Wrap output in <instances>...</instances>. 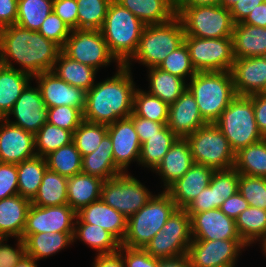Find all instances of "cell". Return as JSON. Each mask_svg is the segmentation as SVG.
I'll return each instance as SVG.
<instances>
[{
    "instance_id": "obj_67",
    "label": "cell",
    "mask_w": 266,
    "mask_h": 267,
    "mask_svg": "<svg viewBox=\"0 0 266 267\" xmlns=\"http://www.w3.org/2000/svg\"><path fill=\"white\" fill-rule=\"evenodd\" d=\"M237 1H239V0H220L219 5L227 8V9H230L233 6V4H235Z\"/></svg>"
},
{
    "instance_id": "obj_23",
    "label": "cell",
    "mask_w": 266,
    "mask_h": 267,
    "mask_svg": "<svg viewBox=\"0 0 266 267\" xmlns=\"http://www.w3.org/2000/svg\"><path fill=\"white\" fill-rule=\"evenodd\" d=\"M214 169L194 163L191 168L171 184L165 191L176 203L177 208L185 209L195 197L209 186Z\"/></svg>"
},
{
    "instance_id": "obj_57",
    "label": "cell",
    "mask_w": 266,
    "mask_h": 267,
    "mask_svg": "<svg viewBox=\"0 0 266 267\" xmlns=\"http://www.w3.org/2000/svg\"><path fill=\"white\" fill-rule=\"evenodd\" d=\"M129 118L133 121L141 144L147 141L149 137L156 135L167 124V122H155L146 118H141L134 113H132Z\"/></svg>"
},
{
    "instance_id": "obj_14",
    "label": "cell",
    "mask_w": 266,
    "mask_h": 267,
    "mask_svg": "<svg viewBox=\"0 0 266 267\" xmlns=\"http://www.w3.org/2000/svg\"><path fill=\"white\" fill-rule=\"evenodd\" d=\"M246 247L243 240H192L187 256L192 267H235Z\"/></svg>"
},
{
    "instance_id": "obj_42",
    "label": "cell",
    "mask_w": 266,
    "mask_h": 267,
    "mask_svg": "<svg viewBox=\"0 0 266 267\" xmlns=\"http://www.w3.org/2000/svg\"><path fill=\"white\" fill-rule=\"evenodd\" d=\"M54 0H18L16 24L39 31L45 18L53 11Z\"/></svg>"
},
{
    "instance_id": "obj_18",
    "label": "cell",
    "mask_w": 266,
    "mask_h": 267,
    "mask_svg": "<svg viewBox=\"0 0 266 267\" xmlns=\"http://www.w3.org/2000/svg\"><path fill=\"white\" fill-rule=\"evenodd\" d=\"M189 215L192 240H242L235 220L219 208Z\"/></svg>"
},
{
    "instance_id": "obj_64",
    "label": "cell",
    "mask_w": 266,
    "mask_h": 267,
    "mask_svg": "<svg viewBox=\"0 0 266 267\" xmlns=\"http://www.w3.org/2000/svg\"><path fill=\"white\" fill-rule=\"evenodd\" d=\"M158 267H192L187 255L176 258L159 260Z\"/></svg>"
},
{
    "instance_id": "obj_33",
    "label": "cell",
    "mask_w": 266,
    "mask_h": 267,
    "mask_svg": "<svg viewBox=\"0 0 266 267\" xmlns=\"http://www.w3.org/2000/svg\"><path fill=\"white\" fill-rule=\"evenodd\" d=\"M52 72L68 84L87 92L96 83L95 75L98 71L88 65L72 60L61 52L54 63Z\"/></svg>"
},
{
    "instance_id": "obj_55",
    "label": "cell",
    "mask_w": 266,
    "mask_h": 267,
    "mask_svg": "<svg viewBox=\"0 0 266 267\" xmlns=\"http://www.w3.org/2000/svg\"><path fill=\"white\" fill-rule=\"evenodd\" d=\"M8 238H0V267H14L24 256H26L25 243L22 238H16L17 247L13 248L4 243Z\"/></svg>"
},
{
    "instance_id": "obj_52",
    "label": "cell",
    "mask_w": 266,
    "mask_h": 267,
    "mask_svg": "<svg viewBox=\"0 0 266 267\" xmlns=\"http://www.w3.org/2000/svg\"><path fill=\"white\" fill-rule=\"evenodd\" d=\"M239 173L235 168L217 170L218 208L238 191Z\"/></svg>"
},
{
    "instance_id": "obj_6",
    "label": "cell",
    "mask_w": 266,
    "mask_h": 267,
    "mask_svg": "<svg viewBox=\"0 0 266 267\" xmlns=\"http://www.w3.org/2000/svg\"><path fill=\"white\" fill-rule=\"evenodd\" d=\"M176 209V203L165 190L153 195L138 212L127 219V231L121 246L143 249L162 230Z\"/></svg>"
},
{
    "instance_id": "obj_43",
    "label": "cell",
    "mask_w": 266,
    "mask_h": 267,
    "mask_svg": "<svg viewBox=\"0 0 266 267\" xmlns=\"http://www.w3.org/2000/svg\"><path fill=\"white\" fill-rule=\"evenodd\" d=\"M133 113L155 122H167L169 105L146 90L137 89L133 96Z\"/></svg>"
},
{
    "instance_id": "obj_8",
    "label": "cell",
    "mask_w": 266,
    "mask_h": 267,
    "mask_svg": "<svg viewBox=\"0 0 266 267\" xmlns=\"http://www.w3.org/2000/svg\"><path fill=\"white\" fill-rule=\"evenodd\" d=\"M185 36L232 38L234 21L229 9L221 5L175 6Z\"/></svg>"
},
{
    "instance_id": "obj_15",
    "label": "cell",
    "mask_w": 266,
    "mask_h": 267,
    "mask_svg": "<svg viewBox=\"0 0 266 267\" xmlns=\"http://www.w3.org/2000/svg\"><path fill=\"white\" fill-rule=\"evenodd\" d=\"M76 212L68 205L41 207L31 204L23 234L74 232Z\"/></svg>"
},
{
    "instance_id": "obj_45",
    "label": "cell",
    "mask_w": 266,
    "mask_h": 267,
    "mask_svg": "<svg viewBox=\"0 0 266 267\" xmlns=\"http://www.w3.org/2000/svg\"><path fill=\"white\" fill-rule=\"evenodd\" d=\"M112 0H76L78 29L101 30Z\"/></svg>"
},
{
    "instance_id": "obj_62",
    "label": "cell",
    "mask_w": 266,
    "mask_h": 267,
    "mask_svg": "<svg viewBox=\"0 0 266 267\" xmlns=\"http://www.w3.org/2000/svg\"><path fill=\"white\" fill-rule=\"evenodd\" d=\"M93 267H125L119 252L95 256Z\"/></svg>"
},
{
    "instance_id": "obj_48",
    "label": "cell",
    "mask_w": 266,
    "mask_h": 267,
    "mask_svg": "<svg viewBox=\"0 0 266 267\" xmlns=\"http://www.w3.org/2000/svg\"><path fill=\"white\" fill-rule=\"evenodd\" d=\"M158 68L176 75L185 81L187 80L185 78L187 75L191 79L197 73L192 65L188 48L184 42L169 54Z\"/></svg>"
},
{
    "instance_id": "obj_2",
    "label": "cell",
    "mask_w": 266,
    "mask_h": 267,
    "mask_svg": "<svg viewBox=\"0 0 266 267\" xmlns=\"http://www.w3.org/2000/svg\"><path fill=\"white\" fill-rule=\"evenodd\" d=\"M135 87L130 68L121 65L114 76L95 83L86 92L83 120L108 125L129 117L133 113Z\"/></svg>"
},
{
    "instance_id": "obj_12",
    "label": "cell",
    "mask_w": 266,
    "mask_h": 267,
    "mask_svg": "<svg viewBox=\"0 0 266 267\" xmlns=\"http://www.w3.org/2000/svg\"><path fill=\"white\" fill-rule=\"evenodd\" d=\"M62 52L79 63L88 65L97 71L110 65L112 61L121 64L110 53L101 30L73 29L62 47Z\"/></svg>"
},
{
    "instance_id": "obj_36",
    "label": "cell",
    "mask_w": 266,
    "mask_h": 267,
    "mask_svg": "<svg viewBox=\"0 0 266 267\" xmlns=\"http://www.w3.org/2000/svg\"><path fill=\"white\" fill-rule=\"evenodd\" d=\"M81 240L95 249L97 255L112 254L119 251L121 243L99 225L75 223L73 240Z\"/></svg>"
},
{
    "instance_id": "obj_26",
    "label": "cell",
    "mask_w": 266,
    "mask_h": 267,
    "mask_svg": "<svg viewBox=\"0 0 266 267\" xmlns=\"http://www.w3.org/2000/svg\"><path fill=\"white\" fill-rule=\"evenodd\" d=\"M31 201L21 195L0 200V238H22Z\"/></svg>"
},
{
    "instance_id": "obj_66",
    "label": "cell",
    "mask_w": 266,
    "mask_h": 267,
    "mask_svg": "<svg viewBox=\"0 0 266 267\" xmlns=\"http://www.w3.org/2000/svg\"><path fill=\"white\" fill-rule=\"evenodd\" d=\"M37 261L29 256H24L14 267H38Z\"/></svg>"
},
{
    "instance_id": "obj_38",
    "label": "cell",
    "mask_w": 266,
    "mask_h": 267,
    "mask_svg": "<svg viewBox=\"0 0 266 267\" xmlns=\"http://www.w3.org/2000/svg\"><path fill=\"white\" fill-rule=\"evenodd\" d=\"M67 181L66 176L47 169L31 204L41 207L67 204Z\"/></svg>"
},
{
    "instance_id": "obj_56",
    "label": "cell",
    "mask_w": 266,
    "mask_h": 267,
    "mask_svg": "<svg viewBox=\"0 0 266 267\" xmlns=\"http://www.w3.org/2000/svg\"><path fill=\"white\" fill-rule=\"evenodd\" d=\"M78 4L76 0H54L53 11L71 30L78 28Z\"/></svg>"
},
{
    "instance_id": "obj_21",
    "label": "cell",
    "mask_w": 266,
    "mask_h": 267,
    "mask_svg": "<svg viewBox=\"0 0 266 267\" xmlns=\"http://www.w3.org/2000/svg\"><path fill=\"white\" fill-rule=\"evenodd\" d=\"M231 74L236 95L263 93L266 89V56L235 59Z\"/></svg>"
},
{
    "instance_id": "obj_44",
    "label": "cell",
    "mask_w": 266,
    "mask_h": 267,
    "mask_svg": "<svg viewBox=\"0 0 266 267\" xmlns=\"http://www.w3.org/2000/svg\"><path fill=\"white\" fill-rule=\"evenodd\" d=\"M73 142V133L46 122L35 134L36 155L45 157L52 151Z\"/></svg>"
},
{
    "instance_id": "obj_24",
    "label": "cell",
    "mask_w": 266,
    "mask_h": 267,
    "mask_svg": "<svg viewBox=\"0 0 266 267\" xmlns=\"http://www.w3.org/2000/svg\"><path fill=\"white\" fill-rule=\"evenodd\" d=\"M75 223L99 225L122 243L127 231V218L101 199L76 213Z\"/></svg>"
},
{
    "instance_id": "obj_37",
    "label": "cell",
    "mask_w": 266,
    "mask_h": 267,
    "mask_svg": "<svg viewBox=\"0 0 266 267\" xmlns=\"http://www.w3.org/2000/svg\"><path fill=\"white\" fill-rule=\"evenodd\" d=\"M177 139L178 137L166 125L156 135L149 137L147 141L141 144L138 165L154 171Z\"/></svg>"
},
{
    "instance_id": "obj_39",
    "label": "cell",
    "mask_w": 266,
    "mask_h": 267,
    "mask_svg": "<svg viewBox=\"0 0 266 267\" xmlns=\"http://www.w3.org/2000/svg\"><path fill=\"white\" fill-rule=\"evenodd\" d=\"M234 168L239 174L266 178V138L235 153Z\"/></svg>"
},
{
    "instance_id": "obj_54",
    "label": "cell",
    "mask_w": 266,
    "mask_h": 267,
    "mask_svg": "<svg viewBox=\"0 0 266 267\" xmlns=\"http://www.w3.org/2000/svg\"><path fill=\"white\" fill-rule=\"evenodd\" d=\"M18 194L17 164L0 162V200Z\"/></svg>"
},
{
    "instance_id": "obj_29",
    "label": "cell",
    "mask_w": 266,
    "mask_h": 267,
    "mask_svg": "<svg viewBox=\"0 0 266 267\" xmlns=\"http://www.w3.org/2000/svg\"><path fill=\"white\" fill-rule=\"evenodd\" d=\"M145 25L168 22L176 16L175 0H116Z\"/></svg>"
},
{
    "instance_id": "obj_53",
    "label": "cell",
    "mask_w": 266,
    "mask_h": 267,
    "mask_svg": "<svg viewBox=\"0 0 266 267\" xmlns=\"http://www.w3.org/2000/svg\"><path fill=\"white\" fill-rule=\"evenodd\" d=\"M125 267H158L159 259H155L142 248H128L120 245L118 251Z\"/></svg>"
},
{
    "instance_id": "obj_16",
    "label": "cell",
    "mask_w": 266,
    "mask_h": 267,
    "mask_svg": "<svg viewBox=\"0 0 266 267\" xmlns=\"http://www.w3.org/2000/svg\"><path fill=\"white\" fill-rule=\"evenodd\" d=\"M30 84L22 91L5 119L35 135L47 122L48 108L42 99L39 87H32ZM11 115L15 121L9 119Z\"/></svg>"
},
{
    "instance_id": "obj_60",
    "label": "cell",
    "mask_w": 266,
    "mask_h": 267,
    "mask_svg": "<svg viewBox=\"0 0 266 267\" xmlns=\"http://www.w3.org/2000/svg\"><path fill=\"white\" fill-rule=\"evenodd\" d=\"M266 0H239L229 9L234 23L243 22L257 5Z\"/></svg>"
},
{
    "instance_id": "obj_9",
    "label": "cell",
    "mask_w": 266,
    "mask_h": 267,
    "mask_svg": "<svg viewBox=\"0 0 266 267\" xmlns=\"http://www.w3.org/2000/svg\"><path fill=\"white\" fill-rule=\"evenodd\" d=\"M193 162L203 164L214 170L234 167L235 152L228 139L214 123H207L186 137Z\"/></svg>"
},
{
    "instance_id": "obj_65",
    "label": "cell",
    "mask_w": 266,
    "mask_h": 267,
    "mask_svg": "<svg viewBox=\"0 0 266 267\" xmlns=\"http://www.w3.org/2000/svg\"><path fill=\"white\" fill-rule=\"evenodd\" d=\"M220 0H175V6L218 5Z\"/></svg>"
},
{
    "instance_id": "obj_1",
    "label": "cell",
    "mask_w": 266,
    "mask_h": 267,
    "mask_svg": "<svg viewBox=\"0 0 266 267\" xmlns=\"http://www.w3.org/2000/svg\"><path fill=\"white\" fill-rule=\"evenodd\" d=\"M61 52L60 45L44 38L38 31L17 24L0 29V64L15 69L11 62L14 61L21 66L18 70L32 77L52 71Z\"/></svg>"
},
{
    "instance_id": "obj_40",
    "label": "cell",
    "mask_w": 266,
    "mask_h": 267,
    "mask_svg": "<svg viewBox=\"0 0 266 267\" xmlns=\"http://www.w3.org/2000/svg\"><path fill=\"white\" fill-rule=\"evenodd\" d=\"M235 222L240 237L248 246L266 238V210L249 206Z\"/></svg>"
},
{
    "instance_id": "obj_51",
    "label": "cell",
    "mask_w": 266,
    "mask_h": 267,
    "mask_svg": "<svg viewBox=\"0 0 266 267\" xmlns=\"http://www.w3.org/2000/svg\"><path fill=\"white\" fill-rule=\"evenodd\" d=\"M71 29L52 11L42 23L39 33L46 39L56 42L61 47L71 34Z\"/></svg>"
},
{
    "instance_id": "obj_46",
    "label": "cell",
    "mask_w": 266,
    "mask_h": 267,
    "mask_svg": "<svg viewBox=\"0 0 266 267\" xmlns=\"http://www.w3.org/2000/svg\"><path fill=\"white\" fill-rule=\"evenodd\" d=\"M106 134V124L83 121L73 133V142L83 157L94 152Z\"/></svg>"
},
{
    "instance_id": "obj_11",
    "label": "cell",
    "mask_w": 266,
    "mask_h": 267,
    "mask_svg": "<svg viewBox=\"0 0 266 267\" xmlns=\"http://www.w3.org/2000/svg\"><path fill=\"white\" fill-rule=\"evenodd\" d=\"M153 196L137 178L128 172L105 180L100 199L127 219L138 212Z\"/></svg>"
},
{
    "instance_id": "obj_30",
    "label": "cell",
    "mask_w": 266,
    "mask_h": 267,
    "mask_svg": "<svg viewBox=\"0 0 266 267\" xmlns=\"http://www.w3.org/2000/svg\"><path fill=\"white\" fill-rule=\"evenodd\" d=\"M74 232L22 234L26 255L36 261L53 256L73 242Z\"/></svg>"
},
{
    "instance_id": "obj_34",
    "label": "cell",
    "mask_w": 266,
    "mask_h": 267,
    "mask_svg": "<svg viewBox=\"0 0 266 267\" xmlns=\"http://www.w3.org/2000/svg\"><path fill=\"white\" fill-rule=\"evenodd\" d=\"M149 94L159 97L168 105L173 104L187 89V81L163 71L158 67L148 68Z\"/></svg>"
},
{
    "instance_id": "obj_41",
    "label": "cell",
    "mask_w": 266,
    "mask_h": 267,
    "mask_svg": "<svg viewBox=\"0 0 266 267\" xmlns=\"http://www.w3.org/2000/svg\"><path fill=\"white\" fill-rule=\"evenodd\" d=\"M47 168L60 175L71 177L81 172L82 156L74 142L62 146L45 156Z\"/></svg>"
},
{
    "instance_id": "obj_31",
    "label": "cell",
    "mask_w": 266,
    "mask_h": 267,
    "mask_svg": "<svg viewBox=\"0 0 266 267\" xmlns=\"http://www.w3.org/2000/svg\"><path fill=\"white\" fill-rule=\"evenodd\" d=\"M33 77L0 64V118H5Z\"/></svg>"
},
{
    "instance_id": "obj_7",
    "label": "cell",
    "mask_w": 266,
    "mask_h": 267,
    "mask_svg": "<svg viewBox=\"0 0 266 267\" xmlns=\"http://www.w3.org/2000/svg\"><path fill=\"white\" fill-rule=\"evenodd\" d=\"M214 124L228 139L229 145L235 153L264 138L258 130L253 100L250 96L237 95Z\"/></svg>"
},
{
    "instance_id": "obj_19",
    "label": "cell",
    "mask_w": 266,
    "mask_h": 267,
    "mask_svg": "<svg viewBox=\"0 0 266 267\" xmlns=\"http://www.w3.org/2000/svg\"><path fill=\"white\" fill-rule=\"evenodd\" d=\"M33 78L38 81L36 83L47 108L66 105L79 108L84 112L86 106L85 90L68 84L52 71L39 73Z\"/></svg>"
},
{
    "instance_id": "obj_28",
    "label": "cell",
    "mask_w": 266,
    "mask_h": 267,
    "mask_svg": "<svg viewBox=\"0 0 266 267\" xmlns=\"http://www.w3.org/2000/svg\"><path fill=\"white\" fill-rule=\"evenodd\" d=\"M104 180L80 172L68 177L67 204L77 213L90 203L100 200Z\"/></svg>"
},
{
    "instance_id": "obj_27",
    "label": "cell",
    "mask_w": 266,
    "mask_h": 267,
    "mask_svg": "<svg viewBox=\"0 0 266 267\" xmlns=\"http://www.w3.org/2000/svg\"><path fill=\"white\" fill-rule=\"evenodd\" d=\"M234 58L266 56V28L236 23L232 34Z\"/></svg>"
},
{
    "instance_id": "obj_22",
    "label": "cell",
    "mask_w": 266,
    "mask_h": 267,
    "mask_svg": "<svg viewBox=\"0 0 266 267\" xmlns=\"http://www.w3.org/2000/svg\"><path fill=\"white\" fill-rule=\"evenodd\" d=\"M207 122L199 112L193 94L187 88L182 95L169 105L167 126L178 138H186Z\"/></svg>"
},
{
    "instance_id": "obj_32",
    "label": "cell",
    "mask_w": 266,
    "mask_h": 267,
    "mask_svg": "<svg viewBox=\"0 0 266 267\" xmlns=\"http://www.w3.org/2000/svg\"><path fill=\"white\" fill-rule=\"evenodd\" d=\"M81 172L98 177L104 181L122 173L115 165L112 142L108 134L103 137L94 152L82 157Z\"/></svg>"
},
{
    "instance_id": "obj_13",
    "label": "cell",
    "mask_w": 266,
    "mask_h": 267,
    "mask_svg": "<svg viewBox=\"0 0 266 267\" xmlns=\"http://www.w3.org/2000/svg\"><path fill=\"white\" fill-rule=\"evenodd\" d=\"M184 43L197 72L231 71L235 61L232 38L185 36Z\"/></svg>"
},
{
    "instance_id": "obj_50",
    "label": "cell",
    "mask_w": 266,
    "mask_h": 267,
    "mask_svg": "<svg viewBox=\"0 0 266 267\" xmlns=\"http://www.w3.org/2000/svg\"><path fill=\"white\" fill-rule=\"evenodd\" d=\"M215 208H218L217 170L214 171L209 186L204 188L185 210L188 214H196Z\"/></svg>"
},
{
    "instance_id": "obj_4",
    "label": "cell",
    "mask_w": 266,
    "mask_h": 267,
    "mask_svg": "<svg viewBox=\"0 0 266 267\" xmlns=\"http://www.w3.org/2000/svg\"><path fill=\"white\" fill-rule=\"evenodd\" d=\"M187 88L207 123H214L237 96L231 71L197 72L187 83Z\"/></svg>"
},
{
    "instance_id": "obj_25",
    "label": "cell",
    "mask_w": 266,
    "mask_h": 267,
    "mask_svg": "<svg viewBox=\"0 0 266 267\" xmlns=\"http://www.w3.org/2000/svg\"><path fill=\"white\" fill-rule=\"evenodd\" d=\"M194 164L191 149L186 138H178L153 172L158 173L166 190L180 179Z\"/></svg>"
},
{
    "instance_id": "obj_58",
    "label": "cell",
    "mask_w": 266,
    "mask_h": 267,
    "mask_svg": "<svg viewBox=\"0 0 266 267\" xmlns=\"http://www.w3.org/2000/svg\"><path fill=\"white\" fill-rule=\"evenodd\" d=\"M249 207V203L237 191L234 195L230 196L220 206V210L228 217L236 220L238 215Z\"/></svg>"
},
{
    "instance_id": "obj_68",
    "label": "cell",
    "mask_w": 266,
    "mask_h": 267,
    "mask_svg": "<svg viewBox=\"0 0 266 267\" xmlns=\"http://www.w3.org/2000/svg\"><path fill=\"white\" fill-rule=\"evenodd\" d=\"M259 244L262 245V250H263L262 252H264L263 254L266 257V238L261 243H259Z\"/></svg>"
},
{
    "instance_id": "obj_3",
    "label": "cell",
    "mask_w": 266,
    "mask_h": 267,
    "mask_svg": "<svg viewBox=\"0 0 266 267\" xmlns=\"http://www.w3.org/2000/svg\"><path fill=\"white\" fill-rule=\"evenodd\" d=\"M145 27L141 20L116 0L110 2L101 32L110 53L121 65L130 61L137 51Z\"/></svg>"
},
{
    "instance_id": "obj_5",
    "label": "cell",
    "mask_w": 266,
    "mask_h": 267,
    "mask_svg": "<svg viewBox=\"0 0 266 267\" xmlns=\"http://www.w3.org/2000/svg\"><path fill=\"white\" fill-rule=\"evenodd\" d=\"M184 37V28L177 15L165 23L146 25L137 51L125 66L131 69V62L135 60L147 68L158 67L184 42Z\"/></svg>"
},
{
    "instance_id": "obj_59",
    "label": "cell",
    "mask_w": 266,
    "mask_h": 267,
    "mask_svg": "<svg viewBox=\"0 0 266 267\" xmlns=\"http://www.w3.org/2000/svg\"><path fill=\"white\" fill-rule=\"evenodd\" d=\"M253 100L254 116L258 130L266 138V94L256 93L250 95Z\"/></svg>"
},
{
    "instance_id": "obj_47",
    "label": "cell",
    "mask_w": 266,
    "mask_h": 267,
    "mask_svg": "<svg viewBox=\"0 0 266 267\" xmlns=\"http://www.w3.org/2000/svg\"><path fill=\"white\" fill-rule=\"evenodd\" d=\"M238 192L249 206L266 210V178L239 174Z\"/></svg>"
},
{
    "instance_id": "obj_61",
    "label": "cell",
    "mask_w": 266,
    "mask_h": 267,
    "mask_svg": "<svg viewBox=\"0 0 266 267\" xmlns=\"http://www.w3.org/2000/svg\"><path fill=\"white\" fill-rule=\"evenodd\" d=\"M18 0H0V29L16 24Z\"/></svg>"
},
{
    "instance_id": "obj_35",
    "label": "cell",
    "mask_w": 266,
    "mask_h": 267,
    "mask_svg": "<svg viewBox=\"0 0 266 267\" xmlns=\"http://www.w3.org/2000/svg\"><path fill=\"white\" fill-rule=\"evenodd\" d=\"M47 169L45 157L37 155L18 163L19 195L32 201L38 193L39 186Z\"/></svg>"
},
{
    "instance_id": "obj_20",
    "label": "cell",
    "mask_w": 266,
    "mask_h": 267,
    "mask_svg": "<svg viewBox=\"0 0 266 267\" xmlns=\"http://www.w3.org/2000/svg\"><path fill=\"white\" fill-rule=\"evenodd\" d=\"M35 156V135L0 118V162L18 164Z\"/></svg>"
},
{
    "instance_id": "obj_63",
    "label": "cell",
    "mask_w": 266,
    "mask_h": 267,
    "mask_svg": "<svg viewBox=\"0 0 266 267\" xmlns=\"http://www.w3.org/2000/svg\"><path fill=\"white\" fill-rule=\"evenodd\" d=\"M243 23L266 28V1L257 5Z\"/></svg>"
},
{
    "instance_id": "obj_17",
    "label": "cell",
    "mask_w": 266,
    "mask_h": 267,
    "mask_svg": "<svg viewBox=\"0 0 266 267\" xmlns=\"http://www.w3.org/2000/svg\"><path fill=\"white\" fill-rule=\"evenodd\" d=\"M107 134L112 142L113 158L116 167L122 172H128L131 162L140 158L141 142L135 130L133 121L127 117L107 125Z\"/></svg>"
},
{
    "instance_id": "obj_49",
    "label": "cell",
    "mask_w": 266,
    "mask_h": 267,
    "mask_svg": "<svg viewBox=\"0 0 266 267\" xmlns=\"http://www.w3.org/2000/svg\"><path fill=\"white\" fill-rule=\"evenodd\" d=\"M83 121V112L79 108L66 105L48 108L47 122L72 133Z\"/></svg>"
},
{
    "instance_id": "obj_10",
    "label": "cell",
    "mask_w": 266,
    "mask_h": 267,
    "mask_svg": "<svg viewBox=\"0 0 266 267\" xmlns=\"http://www.w3.org/2000/svg\"><path fill=\"white\" fill-rule=\"evenodd\" d=\"M191 242L190 215L177 208L143 249L155 259L166 260L187 255Z\"/></svg>"
}]
</instances>
